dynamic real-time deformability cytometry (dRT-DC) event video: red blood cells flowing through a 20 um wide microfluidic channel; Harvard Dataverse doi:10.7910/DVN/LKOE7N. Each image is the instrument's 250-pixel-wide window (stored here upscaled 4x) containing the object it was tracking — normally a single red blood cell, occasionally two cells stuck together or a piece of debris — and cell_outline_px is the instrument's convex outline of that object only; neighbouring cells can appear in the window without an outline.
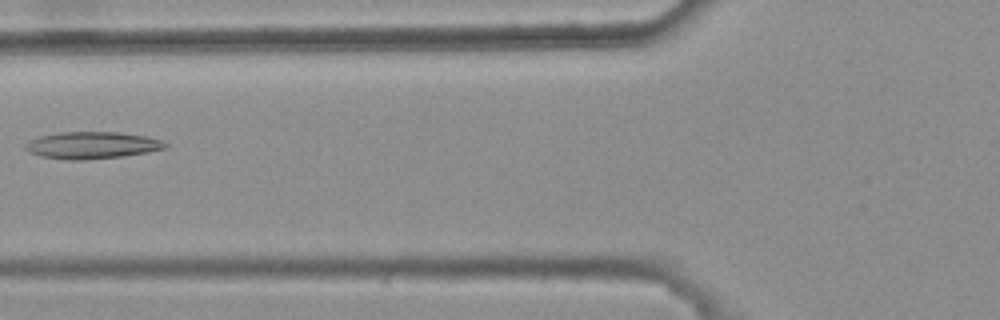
{"species": "common noctule bat (a hibernating species)", "species_latin": "Nyctalus noctula", "temperature_condition": "warm", "stored_images_in_passage": 7, "camera_frame_rate_fps": 3000, "um_per_image_px": 0.085, "animal": {"sex": "female", "body_mass_g": 25.1}, "frame": {"image": 1, "passage_image": 6, "time_ms": 1.667, "image_size_px": [1000, 320], "cell_outline_px": [[168, 148], [148, 152], [120, 156], [84, 160], [72, 160], [40, 156], [28, 152], [24, 148], [24, 144], [28, 140], [40, 136], [56, 132], [120, 132], [144, 136], [160, 140], [168, 144]], "centroid_in_image_um": [7.78, 12.34], "position_along_channel_um": 118.0, "area_um2": 22.02}}
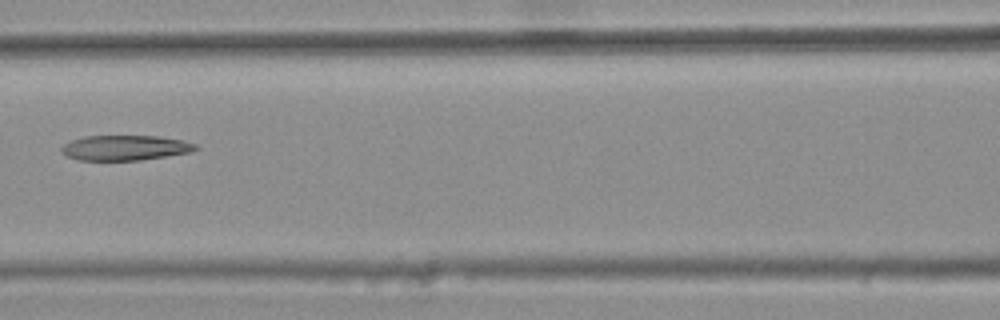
{"frame": {"image": 2, "passage_image": 7, "time_ms": 2.0, "image_size_px": [1000, 320], "cell_outline_px": [[200, 148], [192, 152], [140, 160], [80, 160], [68, 156], [60, 152], [60, 148], [64, 144], [72, 140], [84, 136], [160, 136], [184, 140], [196, 144]], "centroid_in_image_um": [10.67, 12.56], "position_along_channel_um": 155.9, "area_um2": 19.71}}